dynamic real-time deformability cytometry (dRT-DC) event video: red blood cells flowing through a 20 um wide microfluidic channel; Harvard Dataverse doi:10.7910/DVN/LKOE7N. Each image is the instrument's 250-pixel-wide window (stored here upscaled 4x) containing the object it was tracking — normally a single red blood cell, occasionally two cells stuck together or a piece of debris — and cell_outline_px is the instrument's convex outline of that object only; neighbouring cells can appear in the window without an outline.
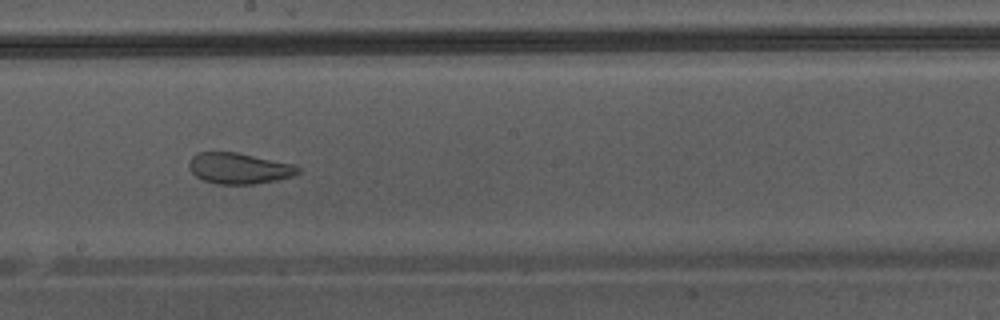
{"species": "Egyptian fruit bat (a non-hibernating species)", "species_latin": "Rousettus aegyptiacus", "temperature_condition": "warm", "stored_images_in_passage": 46, "camera_frame_rate_fps": 3000, "um_per_image_px": 0.085, "animal": {"sex": "male"}, "frame": {"image": 1, "passage_image": 27, "time_ms": 8.667, "image_size_px": [1000, 320], "cell_outline_px": [[300, 172], [292, 176], [276, 180], [256, 184], [216, 184], [204, 180], [196, 176], [192, 172], [188, 164], [192, 156], [196, 152], [236, 152], [292, 164], [300, 168]], "centroid_in_image_um": [20.29, 14.31], "position_along_channel_um": 227.9, "area_um2": 19.54}}